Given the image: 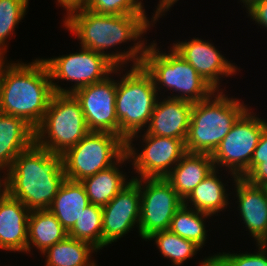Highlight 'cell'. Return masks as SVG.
Returning <instances> with one entry per match:
<instances>
[{
	"mask_svg": "<svg viewBox=\"0 0 267 266\" xmlns=\"http://www.w3.org/2000/svg\"><path fill=\"white\" fill-rule=\"evenodd\" d=\"M64 27L81 41V47L107 56L117 67L127 61L133 66L141 65L145 50L144 40L137 41L128 51L106 53L111 46L130 40H141V35L150 28L147 15H106L85 9L80 3L68 6Z\"/></svg>",
	"mask_w": 267,
	"mask_h": 266,
	"instance_id": "obj_1",
	"label": "cell"
},
{
	"mask_svg": "<svg viewBox=\"0 0 267 266\" xmlns=\"http://www.w3.org/2000/svg\"><path fill=\"white\" fill-rule=\"evenodd\" d=\"M5 61L0 59V113L22 118L35 129L54 94L48 67L37 58L28 64Z\"/></svg>",
	"mask_w": 267,
	"mask_h": 266,
	"instance_id": "obj_2",
	"label": "cell"
},
{
	"mask_svg": "<svg viewBox=\"0 0 267 266\" xmlns=\"http://www.w3.org/2000/svg\"><path fill=\"white\" fill-rule=\"evenodd\" d=\"M8 195L30 211L48 210L66 179L62 158L35 143L7 170Z\"/></svg>",
	"mask_w": 267,
	"mask_h": 266,
	"instance_id": "obj_3",
	"label": "cell"
},
{
	"mask_svg": "<svg viewBox=\"0 0 267 266\" xmlns=\"http://www.w3.org/2000/svg\"><path fill=\"white\" fill-rule=\"evenodd\" d=\"M218 91L216 95L213 93L207 99L193 103L185 140L186 152L212 154L237 119L249 109L244 103Z\"/></svg>",
	"mask_w": 267,
	"mask_h": 266,
	"instance_id": "obj_4",
	"label": "cell"
},
{
	"mask_svg": "<svg viewBox=\"0 0 267 266\" xmlns=\"http://www.w3.org/2000/svg\"><path fill=\"white\" fill-rule=\"evenodd\" d=\"M157 91L152 77L141 65H132L121 80L117 81L116 116L119 136L126 143H132L133 138H138L137 134L142 127L149 125L158 100Z\"/></svg>",
	"mask_w": 267,
	"mask_h": 266,
	"instance_id": "obj_5",
	"label": "cell"
},
{
	"mask_svg": "<svg viewBox=\"0 0 267 266\" xmlns=\"http://www.w3.org/2000/svg\"><path fill=\"white\" fill-rule=\"evenodd\" d=\"M88 132L80 102L75 96L54 93L44 118L35 128V144L61 156Z\"/></svg>",
	"mask_w": 267,
	"mask_h": 266,
	"instance_id": "obj_6",
	"label": "cell"
},
{
	"mask_svg": "<svg viewBox=\"0 0 267 266\" xmlns=\"http://www.w3.org/2000/svg\"><path fill=\"white\" fill-rule=\"evenodd\" d=\"M156 43L147 46L141 66L152 77L156 89L159 84L180 95L172 98L192 103L207 99L216 90L208 84L173 48L170 53L159 52ZM182 92V93H181Z\"/></svg>",
	"mask_w": 267,
	"mask_h": 266,
	"instance_id": "obj_7",
	"label": "cell"
},
{
	"mask_svg": "<svg viewBox=\"0 0 267 266\" xmlns=\"http://www.w3.org/2000/svg\"><path fill=\"white\" fill-rule=\"evenodd\" d=\"M126 153V142L110 132H88L61 155L66 179L82 181L114 165Z\"/></svg>",
	"mask_w": 267,
	"mask_h": 266,
	"instance_id": "obj_8",
	"label": "cell"
},
{
	"mask_svg": "<svg viewBox=\"0 0 267 266\" xmlns=\"http://www.w3.org/2000/svg\"><path fill=\"white\" fill-rule=\"evenodd\" d=\"M249 111L247 109L237 119L229 133L211 154L215 168L220 165L227 167L234 180L245 179L248 176L253 152L267 125L266 120L255 117Z\"/></svg>",
	"mask_w": 267,
	"mask_h": 266,
	"instance_id": "obj_9",
	"label": "cell"
},
{
	"mask_svg": "<svg viewBox=\"0 0 267 266\" xmlns=\"http://www.w3.org/2000/svg\"><path fill=\"white\" fill-rule=\"evenodd\" d=\"M54 93L72 94L76 90L105 80L109 74L120 71L107 56L90 49L81 48L79 53H72L56 58L45 59ZM106 75V76H105ZM75 81L69 88H61L53 80Z\"/></svg>",
	"mask_w": 267,
	"mask_h": 266,
	"instance_id": "obj_10",
	"label": "cell"
},
{
	"mask_svg": "<svg viewBox=\"0 0 267 266\" xmlns=\"http://www.w3.org/2000/svg\"><path fill=\"white\" fill-rule=\"evenodd\" d=\"M139 188L138 229L140 237L146 240L154 232L169 229L175 212L184 204V200L165 178H139Z\"/></svg>",
	"mask_w": 267,
	"mask_h": 266,
	"instance_id": "obj_11",
	"label": "cell"
},
{
	"mask_svg": "<svg viewBox=\"0 0 267 266\" xmlns=\"http://www.w3.org/2000/svg\"><path fill=\"white\" fill-rule=\"evenodd\" d=\"M142 140L146 145L138 154L132 146L134 144L126 143V154L133 160L132 165L141 179L165 178L186 153L182 139L149 135L145 132Z\"/></svg>",
	"mask_w": 267,
	"mask_h": 266,
	"instance_id": "obj_12",
	"label": "cell"
},
{
	"mask_svg": "<svg viewBox=\"0 0 267 266\" xmlns=\"http://www.w3.org/2000/svg\"><path fill=\"white\" fill-rule=\"evenodd\" d=\"M117 82L105 80L82 87L72 94L80 102L89 131L110 132L119 136L116 116Z\"/></svg>",
	"mask_w": 267,
	"mask_h": 266,
	"instance_id": "obj_13",
	"label": "cell"
},
{
	"mask_svg": "<svg viewBox=\"0 0 267 266\" xmlns=\"http://www.w3.org/2000/svg\"><path fill=\"white\" fill-rule=\"evenodd\" d=\"M139 178L130 182L102 207V248L127 234L140 219Z\"/></svg>",
	"mask_w": 267,
	"mask_h": 266,
	"instance_id": "obj_14",
	"label": "cell"
},
{
	"mask_svg": "<svg viewBox=\"0 0 267 266\" xmlns=\"http://www.w3.org/2000/svg\"><path fill=\"white\" fill-rule=\"evenodd\" d=\"M172 48L216 91L222 75L228 77L236 73V66L225 59L209 41L194 38L189 42L173 43Z\"/></svg>",
	"mask_w": 267,
	"mask_h": 266,
	"instance_id": "obj_15",
	"label": "cell"
},
{
	"mask_svg": "<svg viewBox=\"0 0 267 266\" xmlns=\"http://www.w3.org/2000/svg\"><path fill=\"white\" fill-rule=\"evenodd\" d=\"M234 181L245 227L257 244H267V188L252 185L244 178Z\"/></svg>",
	"mask_w": 267,
	"mask_h": 266,
	"instance_id": "obj_16",
	"label": "cell"
},
{
	"mask_svg": "<svg viewBox=\"0 0 267 266\" xmlns=\"http://www.w3.org/2000/svg\"><path fill=\"white\" fill-rule=\"evenodd\" d=\"M167 98L162 102L157 100L146 133L182 139L185 142L193 103L171 96Z\"/></svg>",
	"mask_w": 267,
	"mask_h": 266,
	"instance_id": "obj_17",
	"label": "cell"
},
{
	"mask_svg": "<svg viewBox=\"0 0 267 266\" xmlns=\"http://www.w3.org/2000/svg\"><path fill=\"white\" fill-rule=\"evenodd\" d=\"M30 210L8 194L0 200V249L26 252Z\"/></svg>",
	"mask_w": 267,
	"mask_h": 266,
	"instance_id": "obj_18",
	"label": "cell"
},
{
	"mask_svg": "<svg viewBox=\"0 0 267 266\" xmlns=\"http://www.w3.org/2000/svg\"><path fill=\"white\" fill-rule=\"evenodd\" d=\"M35 143V129L24 119L0 113V167L8 170L15 158Z\"/></svg>",
	"mask_w": 267,
	"mask_h": 266,
	"instance_id": "obj_19",
	"label": "cell"
},
{
	"mask_svg": "<svg viewBox=\"0 0 267 266\" xmlns=\"http://www.w3.org/2000/svg\"><path fill=\"white\" fill-rule=\"evenodd\" d=\"M214 169L211 154L186 152L165 179L185 200Z\"/></svg>",
	"mask_w": 267,
	"mask_h": 266,
	"instance_id": "obj_20",
	"label": "cell"
},
{
	"mask_svg": "<svg viewBox=\"0 0 267 266\" xmlns=\"http://www.w3.org/2000/svg\"><path fill=\"white\" fill-rule=\"evenodd\" d=\"M89 204L84 185L80 181L65 179L48 210L68 232Z\"/></svg>",
	"mask_w": 267,
	"mask_h": 266,
	"instance_id": "obj_21",
	"label": "cell"
},
{
	"mask_svg": "<svg viewBox=\"0 0 267 266\" xmlns=\"http://www.w3.org/2000/svg\"><path fill=\"white\" fill-rule=\"evenodd\" d=\"M128 159L125 153L114 165L80 181L91 204L105 206L130 182L117 168L118 163L122 164Z\"/></svg>",
	"mask_w": 267,
	"mask_h": 266,
	"instance_id": "obj_22",
	"label": "cell"
},
{
	"mask_svg": "<svg viewBox=\"0 0 267 266\" xmlns=\"http://www.w3.org/2000/svg\"><path fill=\"white\" fill-rule=\"evenodd\" d=\"M68 236L67 230L49 210L30 211L28 220L27 253L33 244L41 254ZM32 243V244H31Z\"/></svg>",
	"mask_w": 267,
	"mask_h": 266,
	"instance_id": "obj_23",
	"label": "cell"
},
{
	"mask_svg": "<svg viewBox=\"0 0 267 266\" xmlns=\"http://www.w3.org/2000/svg\"><path fill=\"white\" fill-rule=\"evenodd\" d=\"M218 169H214L205 179H203L184 200V204L192 203L193 209L209 215L227 208L228 195L225 193V184L217 177ZM189 201V202H188Z\"/></svg>",
	"mask_w": 267,
	"mask_h": 266,
	"instance_id": "obj_24",
	"label": "cell"
},
{
	"mask_svg": "<svg viewBox=\"0 0 267 266\" xmlns=\"http://www.w3.org/2000/svg\"><path fill=\"white\" fill-rule=\"evenodd\" d=\"M93 251L97 249L89 243L67 236L43 252L45 266H97L90 258Z\"/></svg>",
	"mask_w": 267,
	"mask_h": 266,
	"instance_id": "obj_25",
	"label": "cell"
},
{
	"mask_svg": "<svg viewBox=\"0 0 267 266\" xmlns=\"http://www.w3.org/2000/svg\"><path fill=\"white\" fill-rule=\"evenodd\" d=\"M188 206V204H183L175 212L168 230L202 248L207 239L203 218L211 217V215Z\"/></svg>",
	"mask_w": 267,
	"mask_h": 266,
	"instance_id": "obj_26",
	"label": "cell"
},
{
	"mask_svg": "<svg viewBox=\"0 0 267 266\" xmlns=\"http://www.w3.org/2000/svg\"><path fill=\"white\" fill-rule=\"evenodd\" d=\"M102 223V206L90 203L68 231V236L87 242L100 250L102 248Z\"/></svg>",
	"mask_w": 267,
	"mask_h": 266,
	"instance_id": "obj_27",
	"label": "cell"
},
{
	"mask_svg": "<svg viewBox=\"0 0 267 266\" xmlns=\"http://www.w3.org/2000/svg\"><path fill=\"white\" fill-rule=\"evenodd\" d=\"M155 239L161 254L169 258L175 265L180 266L187 259L193 257L200 249L194 242L184 239L169 230L152 233L146 240Z\"/></svg>",
	"mask_w": 267,
	"mask_h": 266,
	"instance_id": "obj_28",
	"label": "cell"
},
{
	"mask_svg": "<svg viewBox=\"0 0 267 266\" xmlns=\"http://www.w3.org/2000/svg\"><path fill=\"white\" fill-rule=\"evenodd\" d=\"M28 3V0H0V59H6V39L25 16Z\"/></svg>",
	"mask_w": 267,
	"mask_h": 266,
	"instance_id": "obj_29",
	"label": "cell"
},
{
	"mask_svg": "<svg viewBox=\"0 0 267 266\" xmlns=\"http://www.w3.org/2000/svg\"><path fill=\"white\" fill-rule=\"evenodd\" d=\"M87 10L106 15H146L139 0H82Z\"/></svg>",
	"mask_w": 267,
	"mask_h": 266,
	"instance_id": "obj_30",
	"label": "cell"
},
{
	"mask_svg": "<svg viewBox=\"0 0 267 266\" xmlns=\"http://www.w3.org/2000/svg\"><path fill=\"white\" fill-rule=\"evenodd\" d=\"M259 251L256 254L242 253L229 254V262L231 266H267V244H258Z\"/></svg>",
	"mask_w": 267,
	"mask_h": 266,
	"instance_id": "obj_31",
	"label": "cell"
},
{
	"mask_svg": "<svg viewBox=\"0 0 267 266\" xmlns=\"http://www.w3.org/2000/svg\"><path fill=\"white\" fill-rule=\"evenodd\" d=\"M245 7L252 20L267 28V0H253Z\"/></svg>",
	"mask_w": 267,
	"mask_h": 266,
	"instance_id": "obj_32",
	"label": "cell"
},
{
	"mask_svg": "<svg viewBox=\"0 0 267 266\" xmlns=\"http://www.w3.org/2000/svg\"><path fill=\"white\" fill-rule=\"evenodd\" d=\"M260 158H267V125L264 127L258 144L253 152L248 175L260 164Z\"/></svg>",
	"mask_w": 267,
	"mask_h": 266,
	"instance_id": "obj_33",
	"label": "cell"
},
{
	"mask_svg": "<svg viewBox=\"0 0 267 266\" xmlns=\"http://www.w3.org/2000/svg\"><path fill=\"white\" fill-rule=\"evenodd\" d=\"M245 179L252 185L267 188V158H260V164Z\"/></svg>",
	"mask_w": 267,
	"mask_h": 266,
	"instance_id": "obj_34",
	"label": "cell"
},
{
	"mask_svg": "<svg viewBox=\"0 0 267 266\" xmlns=\"http://www.w3.org/2000/svg\"><path fill=\"white\" fill-rule=\"evenodd\" d=\"M200 266H231L227 253H219L208 258H204Z\"/></svg>",
	"mask_w": 267,
	"mask_h": 266,
	"instance_id": "obj_35",
	"label": "cell"
},
{
	"mask_svg": "<svg viewBox=\"0 0 267 266\" xmlns=\"http://www.w3.org/2000/svg\"><path fill=\"white\" fill-rule=\"evenodd\" d=\"M178 0H159V4L157 7V10L155 12V16H153V23L156 21H158V18H160V16L162 15V13H164L165 11H168L169 8Z\"/></svg>",
	"mask_w": 267,
	"mask_h": 266,
	"instance_id": "obj_36",
	"label": "cell"
},
{
	"mask_svg": "<svg viewBox=\"0 0 267 266\" xmlns=\"http://www.w3.org/2000/svg\"><path fill=\"white\" fill-rule=\"evenodd\" d=\"M4 170L2 167H0V170ZM3 186V188H2ZM7 176L5 175V178L2 177V180L0 178V200L3 199L8 194V188H7Z\"/></svg>",
	"mask_w": 267,
	"mask_h": 266,
	"instance_id": "obj_37",
	"label": "cell"
},
{
	"mask_svg": "<svg viewBox=\"0 0 267 266\" xmlns=\"http://www.w3.org/2000/svg\"><path fill=\"white\" fill-rule=\"evenodd\" d=\"M59 5H61L62 7L66 8L68 6L74 5V4H78L80 3L82 0H57Z\"/></svg>",
	"mask_w": 267,
	"mask_h": 266,
	"instance_id": "obj_38",
	"label": "cell"
},
{
	"mask_svg": "<svg viewBox=\"0 0 267 266\" xmlns=\"http://www.w3.org/2000/svg\"><path fill=\"white\" fill-rule=\"evenodd\" d=\"M245 6H247L253 0H241Z\"/></svg>",
	"mask_w": 267,
	"mask_h": 266,
	"instance_id": "obj_39",
	"label": "cell"
}]
</instances>
